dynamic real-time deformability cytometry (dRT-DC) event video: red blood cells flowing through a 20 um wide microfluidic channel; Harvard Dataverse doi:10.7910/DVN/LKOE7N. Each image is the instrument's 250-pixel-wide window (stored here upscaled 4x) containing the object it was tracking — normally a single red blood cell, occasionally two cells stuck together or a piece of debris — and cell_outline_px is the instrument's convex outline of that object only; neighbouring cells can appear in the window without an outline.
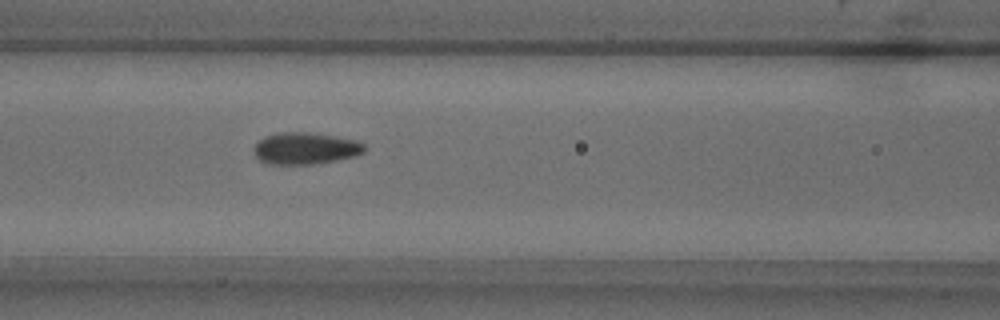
{"species": "common noctule bat (a hibernating species)", "species_latin": "Nyctalus noctula", "temperature_condition": "warm", "stored_images_in_passage": 39, "camera_frame_rate_fps": 3000, "um_per_image_px": 0.085, "animal": {"sex": "male", "body_mass_g": 18.8}, "frame": {"image": 1, "passage_image": 8, "time_ms": 2.333, "image_size_px": [1000, 320], "cell_outline_px": [[364, 152], [356, 156], [336, 160], [312, 164], [272, 164], [260, 160], [256, 156], [252, 148], [264, 136], [280, 132], [308, 132], [356, 140], [364, 144]], "centroid_in_image_um": [25.94, 12.61], "position_along_channel_um": 140.7, "area_um2": 20.35}}
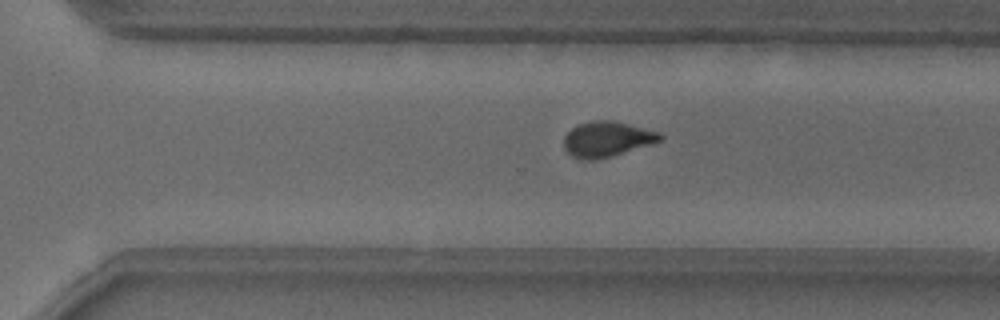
{"frame": {"image": 2, "passage_image": 22, "time_ms": 7.0, "image_size_px": [1000, 320], "cell_outline_px": [[664, 136], [660, 140], [612, 156], [592, 160], [580, 160], [572, 156], [564, 148], [564, 136], [572, 128], [580, 124], [592, 120], [612, 120], [660, 132]], "centroid_in_image_um": [51.55, 11.82], "position_along_channel_um": 319.0, "area_um2": 19.54}}
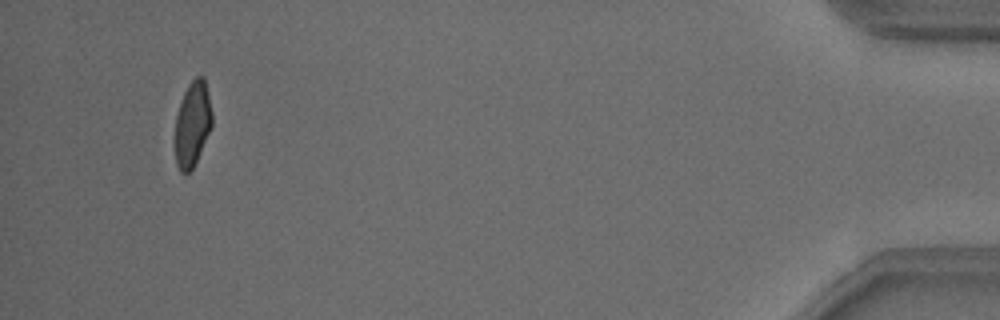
{"frame": {"image": 3, "passage_image": 36, "time_ms": 11.667, "image_size_px": [1000, 320], "cell_outline_px": [[212, 124], [196, 160], [192, 168], [184, 176], [180, 172], [176, 164], [172, 140], [176, 116], [180, 100], [188, 84], [196, 76], [204, 76], [208, 92], [212, 112]], "centroid_in_image_um": [16.3, 10.55], "position_along_channel_um": 418.9, "area_um2": 18.84}, "authors_computed_cell_mechanics": {"area_um2": 19.7098, "velocity_mm_per_s": 3.8333, "shape_relaxation_time_tau1_ms": 4.9144, "shape_relaxation_time_tau2_ms": 1.0163, "deformation_change_tau1": 0.1414, "deformation_change_tau2": 0.0682}}